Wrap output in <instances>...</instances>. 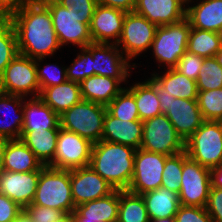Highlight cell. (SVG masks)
Here are the masks:
<instances>
[{
	"label": "cell",
	"mask_w": 222,
	"mask_h": 222,
	"mask_svg": "<svg viewBox=\"0 0 222 222\" xmlns=\"http://www.w3.org/2000/svg\"><path fill=\"white\" fill-rule=\"evenodd\" d=\"M20 54L32 59L52 58L62 48L49 8L43 2H28L10 16Z\"/></svg>",
	"instance_id": "1"
},
{
	"label": "cell",
	"mask_w": 222,
	"mask_h": 222,
	"mask_svg": "<svg viewBox=\"0 0 222 222\" xmlns=\"http://www.w3.org/2000/svg\"><path fill=\"white\" fill-rule=\"evenodd\" d=\"M135 151L130 146L101 140L92 146L89 166L114 189L128 190L134 170Z\"/></svg>",
	"instance_id": "2"
},
{
	"label": "cell",
	"mask_w": 222,
	"mask_h": 222,
	"mask_svg": "<svg viewBox=\"0 0 222 222\" xmlns=\"http://www.w3.org/2000/svg\"><path fill=\"white\" fill-rule=\"evenodd\" d=\"M33 205L54 208L65 213L75 210L70 184V170L45 166L40 171Z\"/></svg>",
	"instance_id": "3"
},
{
	"label": "cell",
	"mask_w": 222,
	"mask_h": 222,
	"mask_svg": "<svg viewBox=\"0 0 222 222\" xmlns=\"http://www.w3.org/2000/svg\"><path fill=\"white\" fill-rule=\"evenodd\" d=\"M190 30L191 24L187 18L174 24L158 26L150 49L158 69L174 68L177 65L187 51Z\"/></svg>",
	"instance_id": "4"
},
{
	"label": "cell",
	"mask_w": 222,
	"mask_h": 222,
	"mask_svg": "<svg viewBox=\"0 0 222 222\" xmlns=\"http://www.w3.org/2000/svg\"><path fill=\"white\" fill-rule=\"evenodd\" d=\"M107 107L81 100L60 116V128L77 133L92 144L101 141Z\"/></svg>",
	"instance_id": "5"
},
{
	"label": "cell",
	"mask_w": 222,
	"mask_h": 222,
	"mask_svg": "<svg viewBox=\"0 0 222 222\" xmlns=\"http://www.w3.org/2000/svg\"><path fill=\"white\" fill-rule=\"evenodd\" d=\"M189 158L208 169L222 162V126L220 121H204L185 141Z\"/></svg>",
	"instance_id": "6"
},
{
	"label": "cell",
	"mask_w": 222,
	"mask_h": 222,
	"mask_svg": "<svg viewBox=\"0 0 222 222\" xmlns=\"http://www.w3.org/2000/svg\"><path fill=\"white\" fill-rule=\"evenodd\" d=\"M0 92L25 98L39 97L36 59L18 53L0 76Z\"/></svg>",
	"instance_id": "7"
},
{
	"label": "cell",
	"mask_w": 222,
	"mask_h": 222,
	"mask_svg": "<svg viewBox=\"0 0 222 222\" xmlns=\"http://www.w3.org/2000/svg\"><path fill=\"white\" fill-rule=\"evenodd\" d=\"M158 26L151 23L147 18L135 12L125 15L121 36L117 42L118 48L131 62L143 57L142 53L148 51L152 46Z\"/></svg>",
	"instance_id": "8"
},
{
	"label": "cell",
	"mask_w": 222,
	"mask_h": 222,
	"mask_svg": "<svg viewBox=\"0 0 222 222\" xmlns=\"http://www.w3.org/2000/svg\"><path fill=\"white\" fill-rule=\"evenodd\" d=\"M141 149L172 156L185 150V141L165 114L143 121Z\"/></svg>",
	"instance_id": "9"
},
{
	"label": "cell",
	"mask_w": 222,
	"mask_h": 222,
	"mask_svg": "<svg viewBox=\"0 0 222 222\" xmlns=\"http://www.w3.org/2000/svg\"><path fill=\"white\" fill-rule=\"evenodd\" d=\"M43 3L49 8L52 23L61 47H86L93 43L89 25L80 23L71 8L60 5L56 0H45ZM70 45V46H69Z\"/></svg>",
	"instance_id": "10"
},
{
	"label": "cell",
	"mask_w": 222,
	"mask_h": 222,
	"mask_svg": "<svg viewBox=\"0 0 222 222\" xmlns=\"http://www.w3.org/2000/svg\"><path fill=\"white\" fill-rule=\"evenodd\" d=\"M162 114H165L177 133L186 141L204 122L197 99L175 98L157 93Z\"/></svg>",
	"instance_id": "11"
},
{
	"label": "cell",
	"mask_w": 222,
	"mask_h": 222,
	"mask_svg": "<svg viewBox=\"0 0 222 222\" xmlns=\"http://www.w3.org/2000/svg\"><path fill=\"white\" fill-rule=\"evenodd\" d=\"M86 48L93 56L94 75L117 79L123 86L130 82L127 79L132 78L131 73L139 65L131 63L116 44L91 43Z\"/></svg>",
	"instance_id": "12"
},
{
	"label": "cell",
	"mask_w": 222,
	"mask_h": 222,
	"mask_svg": "<svg viewBox=\"0 0 222 222\" xmlns=\"http://www.w3.org/2000/svg\"><path fill=\"white\" fill-rule=\"evenodd\" d=\"M167 157L141 148L137 149L134 156L132 180L128 191L141 195L160 188Z\"/></svg>",
	"instance_id": "13"
},
{
	"label": "cell",
	"mask_w": 222,
	"mask_h": 222,
	"mask_svg": "<svg viewBox=\"0 0 222 222\" xmlns=\"http://www.w3.org/2000/svg\"><path fill=\"white\" fill-rule=\"evenodd\" d=\"M210 188V169L188 157L183 162L181 190L179 192L180 204L205 207Z\"/></svg>",
	"instance_id": "14"
},
{
	"label": "cell",
	"mask_w": 222,
	"mask_h": 222,
	"mask_svg": "<svg viewBox=\"0 0 222 222\" xmlns=\"http://www.w3.org/2000/svg\"><path fill=\"white\" fill-rule=\"evenodd\" d=\"M93 144L77 133L59 129L53 164L55 169L71 170L89 166Z\"/></svg>",
	"instance_id": "15"
},
{
	"label": "cell",
	"mask_w": 222,
	"mask_h": 222,
	"mask_svg": "<svg viewBox=\"0 0 222 222\" xmlns=\"http://www.w3.org/2000/svg\"><path fill=\"white\" fill-rule=\"evenodd\" d=\"M70 184L75 207L107 196L115 190L90 166L71 169Z\"/></svg>",
	"instance_id": "16"
},
{
	"label": "cell",
	"mask_w": 222,
	"mask_h": 222,
	"mask_svg": "<svg viewBox=\"0 0 222 222\" xmlns=\"http://www.w3.org/2000/svg\"><path fill=\"white\" fill-rule=\"evenodd\" d=\"M126 12L97 4L89 25L93 43L117 44Z\"/></svg>",
	"instance_id": "17"
},
{
	"label": "cell",
	"mask_w": 222,
	"mask_h": 222,
	"mask_svg": "<svg viewBox=\"0 0 222 222\" xmlns=\"http://www.w3.org/2000/svg\"><path fill=\"white\" fill-rule=\"evenodd\" d=\"M40 171L21 173L2 170L0 172V193L24 209L34 199Z\"/></svg>",
	"instance_id": "18"
},
{
	"label": "cell",
	"mask_w": 222,
	"mask_h": 222,
	"mask_svg": "<svg viewBox=\"0 0 222 222\" xmlns=\"http://www.w3.org/2000/svg\"><path fill=\"white\" fill-rule=\"evenodd\" d=\"M186 10L180 0H136L134 12L157 26H164L182 21Z\"/></svg>",
	"instance_id": "19"
},
{
	"label": "cell",
	"mask_w": 222,
	"mask_h": 222,
	"mask_svg": "<svg viewBox=\"0 0 222 222\" xmlns=\"http://www.w3.org/2000/svg\"><path fill=\"white\" fill-rule=\"evenodd\" d=\"M143 138V121L120 120L108 111L104 117L101 140L139 149Z\"/></svg>",
	"instance_id": "20"
},
{
	"label": "cell",
	"mask_w": 222,
	"mask_h": 222,
	"mask_svg": "<svg viewBox=\"0 0 222 222\" xmlns=\"http://www.w3.org/2000/svg\"><path fill=\"white\" fill-rule=\"evenodd\" d=\"M153 72L147 79L156 87L157 93L173 95L175 98L197 99L198 88L195 80L180 74L174 68Z\"/></svg>",
	"instance_id": "21"
},
{
	"label": "cell",
	"mask_w": 222,
	"mask_h": 222,
	"mask_svg": "<svg viewBox=\"0 0 222 222\" xmlns=\"http://www.w3.org/2000/svg\"><path fill=\"white\" fill-rule=\"evenodd\" d=\"M25 99L23 96L0 92V137L7 140L20 139ZM12 113L14 116L10 115Z\"/></svg>",
	"instance_id": "22"
},
{
	"label": "cell",
	"mask_w": 222,
	"mask_h": 222,
	"mask_svg": "<svg viewBox=\"0 0 222 222\" xmlns=\"http://www.w3.org/2000/svg\"><path fill=\"white\" fill-rule=\"evenodd\" d=\"M186 18L191 28L218 33L222 28V0L193 1L187 6Z\"/></svg>",
	"instance_id": "23"
},
{
	"label": "cell",
	"mask_w": 222,
	"mask_h": 222,
	"mask_svg": "<svg viewBox=\"0 0 222 222\" xmlns=\"http://www.w3.org/2000/svg\"><path fill=\"white\" fill-rule=\"evenodd\" d=\"M124 88L117 79L101 75L87 77L80 83L82 100L106 107Z\"/></svg>",
	"instance_id": "24"
},
{
	"label": "cell",
	"mask_w": 222,
	"mask_h": 222,
	"mask_svg": "<svg viewBox=\"0 0 222 222\" xmlns=\"http://www.w3.org/2000/svg\"><path fill=\"white\" fill-rule=\"evenodd\" d=\"M60 129L59 115L39 97L26 98L23 105L22 130Z\"/></svg>",
	"instance_id": "25"
},
{
	"label": "cell",
	"mask_w": 222,
	"mask_h": 222,
	"mask_svg": "<svg viewBox=\"0 0 222 222\" xmlns=\"http://www.w3.org/2000/svg\"><path fill=\"white\" fill-rule=\"evenodd\" d=\"M45 166L21 139L7 140L3 158V170L9 172H32Z\"/></svg>",
	"instance_id": "26"
},
{
	"label": "cell",
	"mask_w": 222,
	"mask_h": 222,
	"mask_svg": "<svg viewBox=\"0 0 222 222\" xmlns=\"http://www.w3.org/2000/svg\"><path fill=\"white\" fill-rule=\"evenodd\" d=\"M59 129L22 130L20 139L44 166H51L56 152Z\"/></svg>",
	"instance_id": "27"
},
{
	"label": "cell",
	"mask_w": 222,
	"mask_h": 222,
	"mask_svg": "<svg viewBox=\"0 0 222 222\" xmlns=\"http://www.w3.org/2000/svg\"><path fill=\"white\" fill-rule=\"evenodd\" d=\"M39 98L59 116L82 100L80 83L66 80L40 91Z\"/></svg>",
	"instance_id": "28"
},
{
	"label": "cell",
	"mask_w": 222,
	"mask_h": 222,
	"mask_svg": "<svg viewBox=\"0 0 222 222\" xmlns=\"http://www.w3.org/2000/svg\"><path fill=\"white\" fill-rule=\"evenodd\" d=\"M119 212V190L102 198L86 202L75 207L74 217L101 220V222H117Z\"/></svg>",
	"instance_id": "29"
},
{
	"label": "cell",
	"mask_w": 222,
	"mask_h": 222,
	"mask_svg": "<svg viewBox=\"0 0 222 222\" xmlns=\"http://www.w3.org/2000/svg\"><path fill=\"white\" fill-rule=\"evenodd\" d=\"M149 219L175 217L180 204L179 194L160 187L141 194Z\"/></svg>",
	"instance_id": "30"
},
{
	"label": "cell",
	"mask_w": 222,
	"mask_h": 222,
	"mask_svg": "<svg viewBox=\"0 0 222 222\" xmlns=\"http://www.w3.org/2000/svg\"><path fill=\"white\" fill-rule=\"evenodd\" d=\"M127 85L124 87L134 95L141 121L162 114L156 87L147 78L144 81H136Z\"/></svg>",
	"instance_id": "31"
},
{
	"label": "cell",
	"mask_w": 222,
	"mask_h": 222,
	"mask_svg": "<svg viewBox=\"0 0 222 222\" xmlns=\"http://www.w3.org/2000/svg\"><path fill=\"white\" fill-rule=\"evenodd\" d=\"M117 222H149L142 195L119 190V212Z\"/></svg>",
	"instance_id": "32"
},
{
	"label": "cell",
	"mask_w": 222,
	"mask_h": 222,
	"mask_svg": "<svg viewBox=\"0 0 222 222\" xmlns=\"http://www.w3.org/2000/svg\"><path fill=\"white\" fill-rule=\"evenodd\" d=\"M221 48L219 35L216 32L191 28L187 51L203 58L214 57Z\"/></svg>",
	"instance_id": "33"
},
{
	"label": "cell",
	"mask_w": 222,
	"mask_h": 222,
	"mask_svg": "<svg viewBox=\"0 0 222 222\" xmlns=\"http://www.w3.org/2000/svg\"><path fill=\"white\" fill-rule=\"evenodd\" d=\"M188 158L186 151L168 156L163 169L161 187L179 194L181 190V177L183 162Z\"/></svg>",
	"instance_id": "34"
},
{
	"label": "cell",
	"mask_w": 222,
	"mask_h": 222,
	"mask_svg": "<svg viewBox=\"0 0 222 222\" xmlns=\"http://www.w3.org/2000/svg\"><path fill=\"white\" fill-rule=\"evenodd\" d=\"M107 111L120 120H140L134 95L126 87L107 106Z\"/></svg>",
	"instance_id": "35"
},
{
	"label": "cell",
	"mask_w": 222,
	"mask_h": 222,
	"mask_svg": "<svg viewBox=\"0 0 222 222\" xmlns=\"http://www.w3.org/2000/svg\"><path fill=\"white\" fill-rule=\"evenodd\" d=\"M197 102L204 121L222 120V87L198 91Z\"/></svg>",
	"instance_id": "36"
},
{
	"label": "cell",
	"mask_w": 222,
	"mask_h": 222,
	"mask_svg": "<svg viewBox=\"0 0 222 222\" xmlns=\"http://www.w3.org/2000/svg\"><path fill=\"white\" fill-rule=\"evenodd\" d=\"M46 58L36 59L37 78L40 85V91L47 87H52L64 83L66 78V66L59 63L44 62ZM45 63V64H44Z\"/></svg>",
	"instance_id": "37"
},
{
	"label": "cell",
	"mask_w": 222,
	"mask_h": 222,
	"mask_svg": "<svg viewBox=\"0 0 222 222\" xmlns=\"http://www.w3.org/2000/svg\"><path fill=\"white\" fill-rule=\"evenodd\" d=\"M77 52L76 58L66 66V78L69 81L81 83L87 77L94 75L93 56L86 47L79 48Z\"/></svg>",
	"instance_id": "38"
},
{
	"label": "cell",
	"mask_w": 222,
	"mask_h": 222,
	"mask_svg": "<svg viewBox=\"0 0 222 222\" xmlns=\"http://www.w3.org/2000/svg\"><path fill=\"white\" fill-rule=\"evenodd\" d=\"M198 91L214 90L222 87V66L215 57L204 58L196 80Z\"/></svg>",
	"instance_id": "39"
},
{
	"label": "cell",
	"mask_w": 222,
	"mask_h": 222,
	"mask_svg": "<svg viewBox=\"0 0 222 222\" xmlns=\"http://www.w3.org/2000/svg\"><path fill=\"white\" fill-rule=\"evenodd\" d=\"M17 35L10 22L0 32V76L7 65L18 55Z\"/></svg>",
	"instance_id": "40"
},
{
	"label": "cell",
	"mask_w": 222,
	"mask_h": 222,
	"mask_svg": "<svg viewBox=\"0 0 222 222\" xmlns=\"http://www.w3.org/2000/svg\"><path fill=\"white\" fill-rule=\"evenodd\" d=\"M204 58L196 54L186 51L174 67L176 71L186 77L197 80L200 73V68L203 64Z\"/></svg>",
	"instance_id": "41"
},
{
	"label": "cell",
	"mask_w": 222,
	"mask_h": 222,
	"mask_svg": "<svg viewBox=\"0 0 222 222\" xmlns=\"http://www.w3.org/2000/svg\"><path fill=\"white\" fill-rule=\"evenodd\" d=\"M176 222H212L205 207L180 205L175 215Z\"/></svg>",
	"instance_id": "42"
},
{
	"label": "cell",
	"mask_w": 222,
	"mask_h": 222,
	"mask_svg": "<svg viewBox=\"0 0 222 222\" xmlns=\"http://www.w3.org/2000/svg\"><path fill=\"white\" fill-rule=\"evenodd\" d=\"M23 211L28 215L32 222H55L64 213L54 208L37 206L30 204Z\"/></svg>",
	"instance_id": "43"
},
{
	"label": "cell",
	"mask_w": 222,
	"mask_h": 222,
	"mask_svg": "<svg viewBox=\"0 0 222 222\" xmlns=\"http://www.w3.org/2000/svg\"><path fill=\"white\" fill-rule=\"evenodd\" d=\"M205 208L212 218V222H222V188H210Z\"/></svg>",
	"instance_id": "44"
},
{
	"label": "cell",
	"mask_w": 222,
	"mask_h": 222,
	"mask_svg": "<svg viewBox=\"0 0 222 222\" xmlns=\"http://www.w3.org/2000/svg\"><path fill=\"white\" fill-rule=\"evenodd\" d=\"M22 211L17 203L0 193V222H14Z\"/></svg>",
	"instance_id": "45"
},
{
	"label": "cell",
	"mask_w": 222,
	"mask_h": 222,
	"mask_svg": "<svg viewBox=\"0 0 222 222\" xmlns=\"http://www.w3.org/2000/svg\"><path fill=\"white\" fill-rule=\"evenodd\" d=\"M98 2L72 3L71 10L82 24H90Z\"/></svg>",
	"instance_id": "46"
},
{
	"label": "cell",
	"mask_w": 222,
	"mask_h": 222,
	"mask_svg": "<svg viewBox=\"0 0 222 222\" xmlns=\"http://www.w3.org/2000/svg\"><path fill=\"white\" fill-rule=\"evenodd\" d=\"M99 4L104 6L120 9L122 11L134 12L136 0H97Z\"/></svg>",
	"instance_id": "47"
},
{
	"label": "cell",
	"mask_w": 222,
	"mask_h": 222,
	"mask_svg": "<svg viewBox=\"0 0 222 222\" xmlns=\"http://www.w3.org/2000/svg\"><path fill=\"white\" fill-rule=\"evenodd\" d=\"M28 3L27 0H0V12L10 16L22 9Z\"/></svg>",
	"instance_id": "48"
},
{
	"label": "cell",
	"mask_w": 222,
	"mask_h": 222,
	"mask_svg": "<svg viewBox=\"0 0 222 222\" xmlns=\"http://www.w3.org/2000/svg\"><path fill=\"white\" fill-rule=\"evenodd\" d=\"M211 187L222 188V162L210 170Z\"/></svg>",
	"instance_id": "49"
},
{
	"label": "cell",
	"mask_w": 222,
	"mask_h": 222,
	"mask_svg": "<svg viewBox=\"0 0 222 222\" xmlns=\"http://www.w3.org/2000/svg\"><path fill=\"white\" fill-rule=\"evenodd\" d=\"M60 5L66 8L72 7V3L79 2H98L97 0H56Z\"/></svg>",
	"instance_id": "50"
},
{
	"label": "cell",
	"mask_w": 222,
	"mask_h": 222,
	"mask_svg": "<svg viewBox=\"0 0 222 222\" xmlns=\"http://www.w3.org/2000/svg\"><path fill=\"white\" fill-rule=\"evenodd\" d=\"M10 23V15L0 12V32Z\"/></svg>",
	"instance_id": "51"
},
{
	"label": "cell",
	"mask_w": 222,
	"mask_h": 222,
	"mask_svg": "<svg viewBox=\"0 0 222 222\" xmlns=\"http://www.w3.org/2000/svg\"><path fill=\"white\" fill-rule=\"evenodd\" d=\"M7 139L0 137V172L3 170V158Z\"/></svg>",
	"instance_id": "52"
},
{
	"label": "cell",
	"mask_w": 222,
	"mask_h": 222,
	"mask_svg": "<svg viewBox=\"0 0 222 222\" xmlns=\"http://www.w3.org/2000/svg\"><path fill=\"white\" fill-rule=\"evenodd\" d=\"M55 222H76L73 212L63 214Z\"/></svg>",
	"instance_id": "53"
},
{
	"label": "cell",
	"mask_w": 222,
	"mask_h": 222,
	"mask_svg": "<svg viewBox=\"0 0 222 222\" xmlns=\"http://www.w3.org/2000/svg\"><path fill=\"white\" fill-rule=\"evenodd\" d=\"M14 222H32L28 215L22 211L21 214L15 219Z\"/></svg>",
	"instance_id": "54"
},
{
	"label": "cell",
	"mask_w": 222,
	"mask_h": 222,
	"mask_svg": "<svg viewBox=\"0 0 222 222\" xmlns=\"http://www.w3.org/2000/svg\"><path fill=\"white\" fill-rule=\"evenodd\" d=\"M149 222H176L174 217L160 218V219H149Z\"/></svg>",
	"instance_id": "55"
},
{
	"label": "cell",
	"mask_w": 222,
	"mask_h": 222,
	"mask_svg": "<svg viewBox=\"0 0 222 222\" xmlns=\"http://www.w3.org/2000/svg\"><path fill=\"white\" fill-rule=\"evenodd\" d=\"M76 222H101V220L87 219L86 217H75Z\"/></svg>",
	"instance_id": "56"
},
{
	"label": "cell",
	"mask_w": 222,
	"mask_h": 222,
	"mask_svg": "<svg viewBox=\"0 0 222 222\" xmlns=\"http://www.w3.org/2000/svg\"><path fill=\"white\" fill-rule=\"evenodd\" d=\"M214 57L216 61L222 66V47L218 50Z\"/></svg>",
	"instance_id": "57"
},
{
	"label": "cell",
	"mask_w": 222,
	"mask_h": 222,
	"mask_svg": "<svg viewBox=\"0 0 222 222\" xmlns=\"http://www.w3.org/2000/svg\"><path fill=\"white\" fill-rule=\"evenodd\" d=\"M183 4H185L186 6H188L190 3H192L195 0H180Z\"/></svg>",
	"instance_id": "58"
},
{
	"label": "cell",
	"mask_w": 222,
	"mask_h": 222,
	"mask_svg": "<svg viewBox=\"0 0 222 222\" xmlns=\"http://www.w3.org/2000/svg\"><path fill=\"white\" fill-rule=\"evenodd\" d=\"M219 39H220V45L222 47V28L218 31Z\"/></svg>",
	"instance_id": "59"
},
{
	"label": "cell",
	"mask_w": 222,
	"mask_h": 222,
	"mask_svg": "<svg viewBox=\"0 0 222 222\" xmlns=\"http://www.w3.org/2000/svg\"><path fill=\"white\" fill-rule=\"evenodd\" d=\"M28 2H43L45 0H27Z\"/></svg>",
	"instance_id": "60"
}]
</instances>
